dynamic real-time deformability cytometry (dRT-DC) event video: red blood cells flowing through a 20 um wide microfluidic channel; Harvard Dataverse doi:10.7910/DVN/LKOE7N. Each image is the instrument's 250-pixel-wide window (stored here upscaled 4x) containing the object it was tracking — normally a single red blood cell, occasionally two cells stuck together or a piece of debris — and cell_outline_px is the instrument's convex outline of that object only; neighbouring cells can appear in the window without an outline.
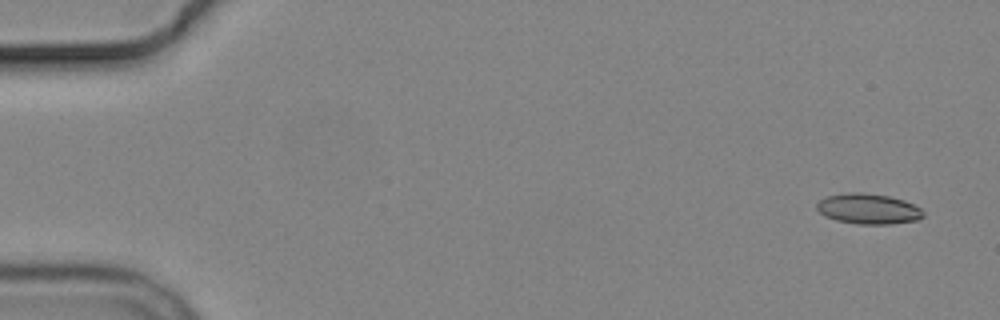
{"species": "common noctule bat (a hibernating species)", "species_latin": "Nyctalus noctula", "temperature_condition": "cold", "stored_images_in_passage": 3, "camera_frame_rate_fps": 3000, "um_per_image_px": 0.085, "animal": {"sex": "male", "body_mass_g": 19.2, "forearm_length_mm": 51.8}, "frame": {"image": 1, "passage_image": 1, "time_ms": 0.0, "image_size_px": [1000, 320], "cell_outline_px": [[924, 216], [920, 220], [892, 224], [856, 224], [836, 220], [824, 216], [816, 208], [816, 204], [820, 200], [828, 196], [852, 192], [860, 192], [888, 196], [904, 200], [920, 208], [924, 212]], "centroid_in_image_um": [73.83, 17.76], "position_along_channel_um": 11.2, "area_um2": 18.9}}